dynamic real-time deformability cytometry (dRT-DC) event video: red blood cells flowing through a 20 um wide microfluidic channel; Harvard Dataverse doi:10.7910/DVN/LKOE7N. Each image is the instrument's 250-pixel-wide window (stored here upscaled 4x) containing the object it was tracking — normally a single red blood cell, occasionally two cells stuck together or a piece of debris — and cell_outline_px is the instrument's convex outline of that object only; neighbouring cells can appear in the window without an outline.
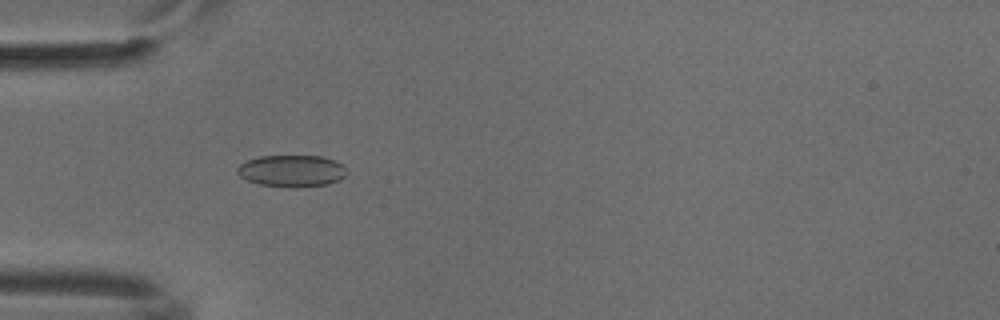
{"species": "common noctule bat (a hibernating species)", "species_latin": "Nyctalus noctula", "temperature_condition": "cold", "stored_images_in_passage": 43, "camera_frame_rate_fps": 3000, "um_per_image_px": 0.085, "animal": {"sex": "male", "body_mass_g": 18.8}, "frame": {"image": 1, "passage_image": 7, "time_ms": 2.0, "image_size_px": [1000, 320], "cell_outline_px": [[344, 176], [340, 180], [328, 184], [296, 188], [288, 188], [260, 184], [248, 180], [240, 176], [236, 172], [236, 168], [240, 164], [248, 160], [260, 156], [324, 156], [336, 160], [344, 164]], "centroid_in_image_um": [24.8, 14.53], "position_along_channel_um": 60.2, "area_um2": 20.46}}
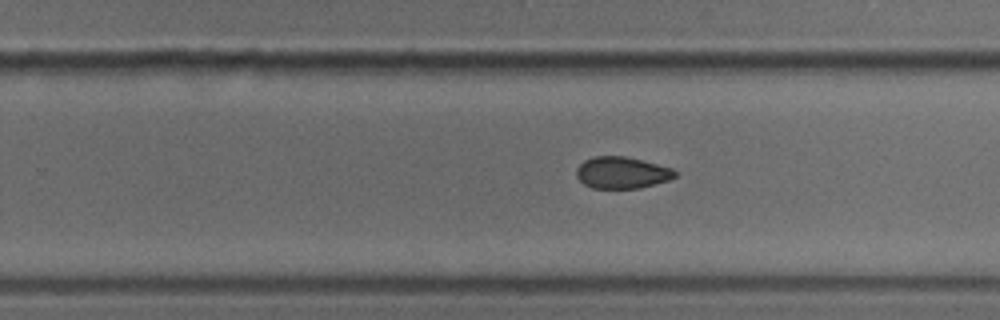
{"frame": {"image": 2, "passage_image": 24, "time_ms": 7.667, "image_size_px": [1000, 320], "cell_outline_px": [[680, 172], [676, 176], [668, 180], [640, 188], [592, 188], [584, 184], [576, 176], [576, 168], [584, 160], [596, 156], [624, 156], [672, 168]], "centroid_in_image_um": [52.86, 14.68], "position_along_channel_um": 276.9, "area_um2": 18.15}}
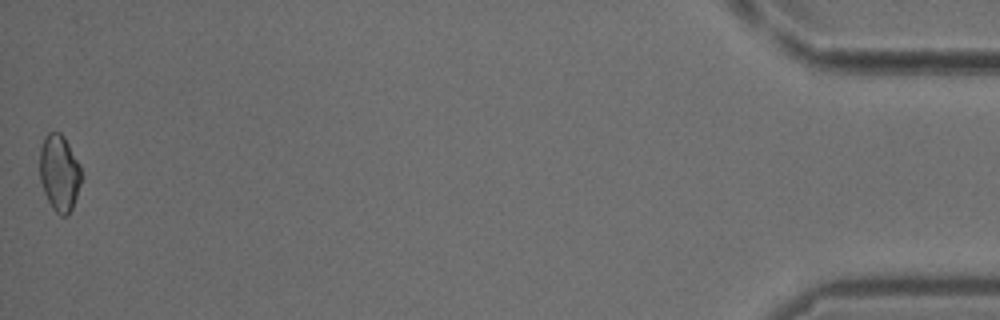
{"frame": {"image": 3, "passage_image": 43, "time_ms": 14.0, "image_size_px": [1000, 320], "cell_outline_px": [[80, 184], [72, 208], [68, 216], [60, 216], [52, 208], [44, 192], [40, 180], [40, 148], [44, 136], [48, 132], [60, 132], [64, 136], [80, 164]], "centroid_in_image_um": [5.03, 14.68], "position_along_channel_um": 430.2, "area_um2": 18.5}}